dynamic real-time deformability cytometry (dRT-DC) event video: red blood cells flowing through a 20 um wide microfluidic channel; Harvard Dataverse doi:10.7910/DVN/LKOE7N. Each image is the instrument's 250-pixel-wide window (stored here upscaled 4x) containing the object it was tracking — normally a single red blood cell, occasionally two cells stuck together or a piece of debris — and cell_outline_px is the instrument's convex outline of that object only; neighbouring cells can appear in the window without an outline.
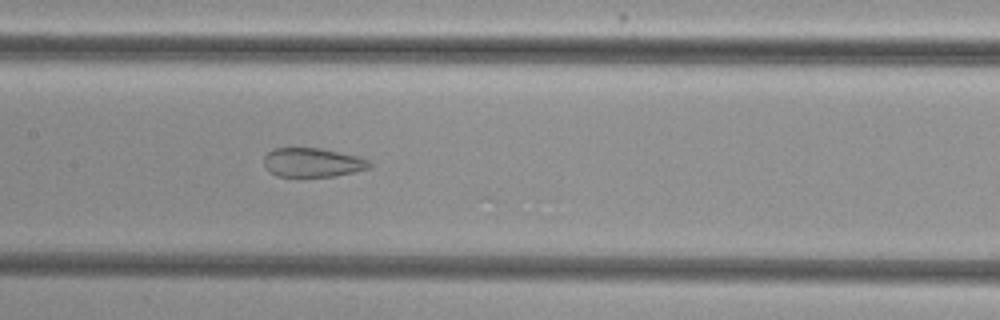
{"species": "common noctule bat (a hibernating species)", "species_latin": "Nyctalus noctula", "temperature_condition": "cold", "stored_images_in_passage": 50, "camera_frame_rate_fps": 3000, "um_per_image_px": 0.085, "animal": {"sex": "female", "body_mass_g": 29.2, "forearm_length_mm": 56.3}, "frame": {"image": 1, "passage_image": 23, "time_ms": 7.333, "image_size_px": [1000, 320], "cell_outline_px": [[372, 168], [336, 176], [276, 176], [268, 172], [264, 168], [264, 156], [268, 152], [276, 148], [320, 148], [360, 156], [368, 160], [372, 164]], "centroid_in_image_um": [26.58, 13.81], "position_along_channel_um": 180.8, "area_um2": 18.09}}
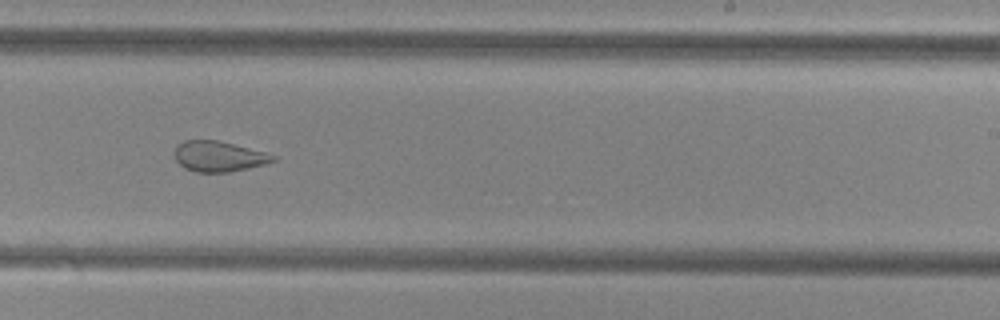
{"frame": {"image": 2, "passage_image": 30, "time_ms": 9.667, "image_size_px": [1000, 320], "cell_outline_px": [[276, 160], [264, 164], [248, 168], [228, 172], [196, 172], [184, 168], [176, 160], [176, 144], [184, 140], [216, 140], [264, 152], [276, 156]], "centroid_in_image_um": [18.57, 13.29], "position_along_channel_um": 270.4, "area_um2": 17.22}}
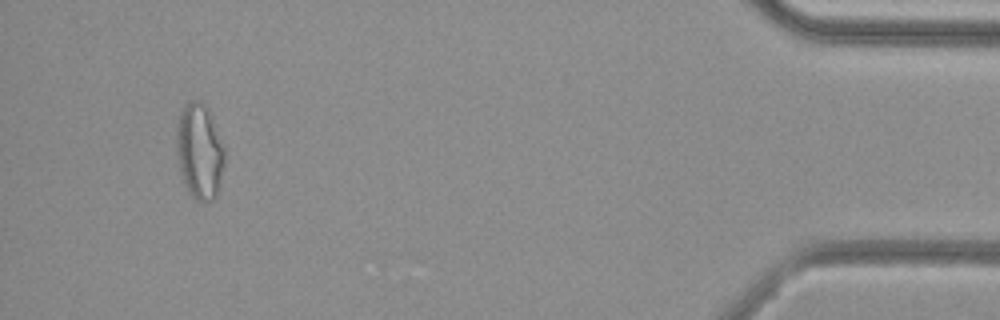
{"frame": {"image": 3, "passage_image": 47, "time_ms": 15.333, "image_size_px": [1000, 320], "cell_outline_px": [[224, 164], [220, 188], [216, 196], [212, 200], [196, 200], [192, 196], [184, 184], [180, 172], [176, 156], [176, 124], [180, 112], [192, 100], [200, 100], [208, 108], [212, 116], [224, 144]], "centroid_in_image_um": [16.96, 12.86], "position_along_channel_um": 418.2, "area_um2": 27.17}, "authors_computed_cell_mechanics": {"area_um2": 23.6113, "velocity_mm_per_s": 3.8451, "shape_relaxation_time_tau1_ms": null, "shape_relaxation_time_tau2_ms": 1.8275, "deformation_change_tau1": null, "deformation_change_tau2": 0.0971}}